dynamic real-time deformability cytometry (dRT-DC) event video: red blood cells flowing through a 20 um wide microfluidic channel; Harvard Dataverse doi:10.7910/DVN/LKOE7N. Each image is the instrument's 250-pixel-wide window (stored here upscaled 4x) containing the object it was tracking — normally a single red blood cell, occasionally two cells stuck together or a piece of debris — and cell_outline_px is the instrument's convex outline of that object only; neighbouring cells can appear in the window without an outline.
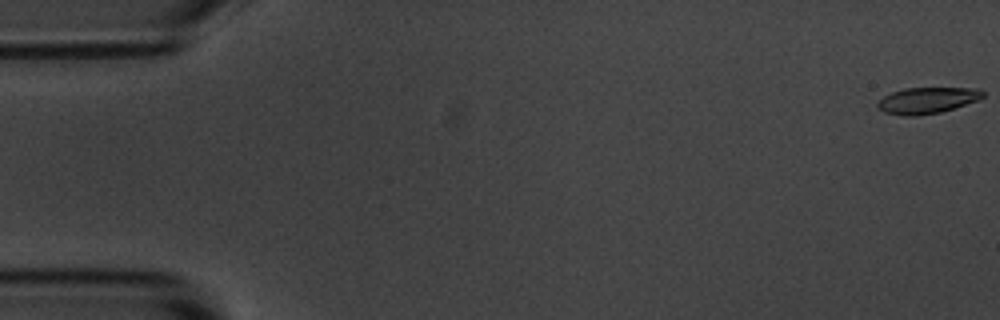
{"species": "common noctule bat (a hibernating species)", "species_latin": "Nyctalus noctula", "temperature_condition": "room temperature", "stored_images_in_passage": 56, "camera_frame_rate_fps": 3000, "um_per_image_px": 0.085, "animal": {"sex": "male", "body_mass_g": 20.1, "forearm_length_mm": 53.5}, "frame": {"image": 1, "passage_image": 1, "time_ms": 0.0, "image_size_px": [1000, 320], "cell_outline_px": [[984, 96], [980, 100], [940, 112], [916, 116], [904, 116], [884, 112], [876, 108], [876, 104], [884, 96], [892, 92], [904, 88], [980, 88], [984, 92]], "centroid_in_image_um": [78.82, 8.53], "position_along_channel_um": 6.2, "area_um2": 16.18}}
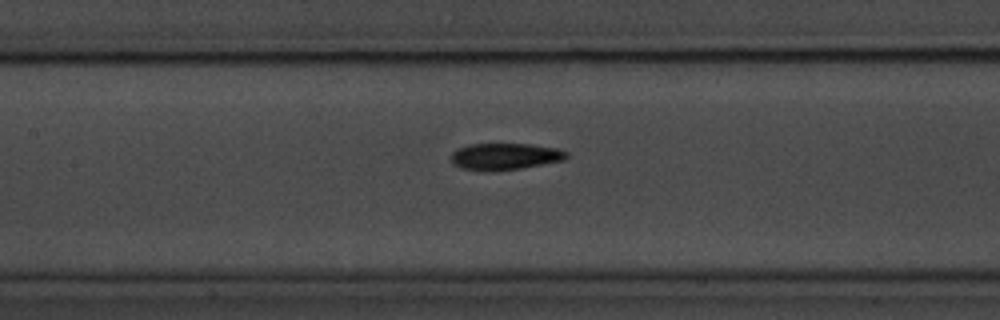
{"frame": {"image": 2, "passage_image": 26, "time_ms": 8.333, "image_size_px": [1000, 320], "cell_outline_px": [[568, 156], [564, 160], [520, 168], [484, 172], [460, 168], [452, 164], [452, 152], [456, 148], [468, 144], [528, 144], [556, 148], [568, 152]], "centroid_in_image_um": [42.87, 13.3], "position_along_channel_um": 164.5, "area_um2": 18.03}}
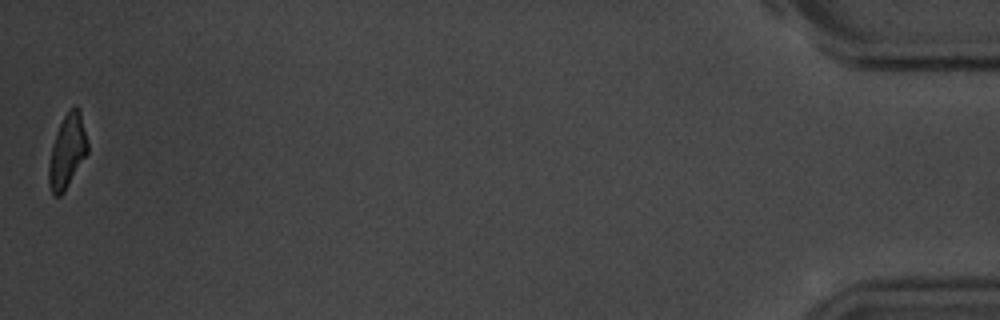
{"frame": {"image": 3, "passage_image": 56, "time_ms": 18.333, "image_size_px": [1000, 320], "cell_outline_px": [[88, 152], [64, 192], [60, 196], [52, 196], [48, 184], [48, 164], [52, 144], [56, 132], [64, 116], [76, 104], [80, 108], [88, 144]], "centroid_in_image_um": [5.7, 12.88], "position_along_channel_um": 429.5, "area_um2": 16.76}, "authors_computed_cell_mechanics": {"area_um2": 17.6868, "velocity_mm_per_s": 3.6113, "shape_relaxation_time_tau1_ms": 3.6539, "shape_relaxation_time_tau2_ms": 2.3851, "deformation_change_tau1": 0.15, "deformation_change_tau2": 0.0846}}